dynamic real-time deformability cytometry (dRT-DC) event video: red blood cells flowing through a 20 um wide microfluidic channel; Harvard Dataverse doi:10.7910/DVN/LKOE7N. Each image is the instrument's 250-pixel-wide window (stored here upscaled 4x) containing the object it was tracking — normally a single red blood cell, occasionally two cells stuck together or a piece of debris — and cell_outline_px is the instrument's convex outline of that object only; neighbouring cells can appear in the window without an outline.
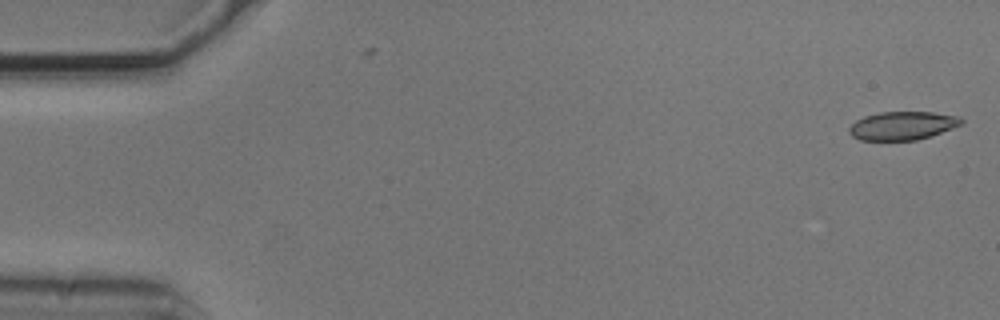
{"species": "common noctule bat (a hibernating species)", "species_latin": "Nyctalus noctula", "temperature_condition": "cold", "stored_images_in_passage": 2, "camera_frame_rate_fps": 3000, "um_per_image_px": 0.085, "animal": {"sex": "male", "body_mass_g": 20.5, "forearm_length_mm": 52.5}, "frame": {"image": 1, "passage_image": 2, "time_ms": 0.333, "image_size_px": [1000, 320], "cell_outline_px": [[964, 124], [916, 140], [860, 140], [852, 136], [848, 132], [848, 128], [856, 120], [864, 116], [880, 112], [932, 112], [960, 116], [964, 120]], "centroid_in_image_um": [76.71, 10.67], "position_along_channel_um": 8.3, "area_um2": 18.55}}